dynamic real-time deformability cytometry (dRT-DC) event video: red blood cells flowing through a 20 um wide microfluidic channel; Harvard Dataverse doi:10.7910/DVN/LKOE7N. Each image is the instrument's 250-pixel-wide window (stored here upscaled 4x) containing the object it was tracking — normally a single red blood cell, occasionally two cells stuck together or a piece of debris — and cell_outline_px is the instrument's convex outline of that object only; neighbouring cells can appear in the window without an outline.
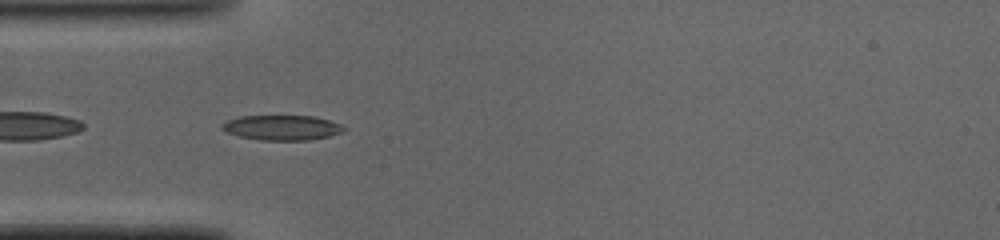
{"species": "common noctule bat (a hibernating species)", "species_latin": "Nyctalus noctula", "temperature_condition": "cold", "stored_images_in_passage": 36, "camera_frame_rate_fps": 3000, "um_per_image_px": 0.085, "animal": {"sex": "male", "body_mass_g": 19.0, "forearm_length_mm": 50.8}, "frame": {"image": 1, "passage_image": 2, "time_ms": 0.333, "image_size_px": [1000, 240], "cell_outline_px": [[348, 128], [340, 132], [328, 136], [308, 140], [260, 140], [240, 136], [228, 132], [220, 128], [220, 124], [228, 120], [240, 116], [312, 116], [328, 120], [340, 124]], "centroid_in_image_um": [23.95, 10.84], "position_along_channel_um": 61.1, "area_um2": 17.57}}
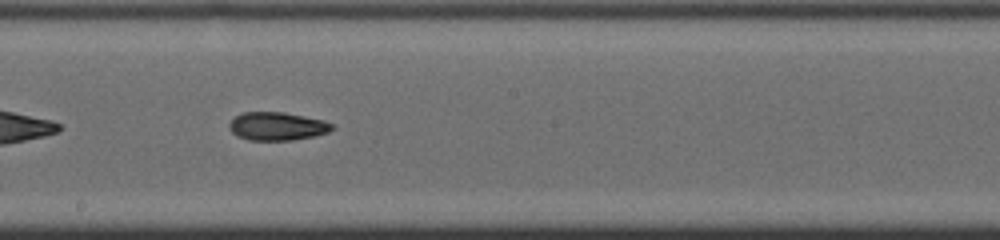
{"frame": {"image": 2, "passage_image": 14, "time_ms": 4.333, "image_size_px": [1000, 240], "cell_outline_px": [[336, 128], [328, 132], [312, 136], [292, 140], [248, 140], [236, 136], [232, 132], [228, 124], [236, 116], [244, 112], [284, 112], [324, 120], [332, 124]], "centroid_in_image_um": [23.56, 10.73], "position_along_channel_um": 224.6, "area_um2": 16.88}}
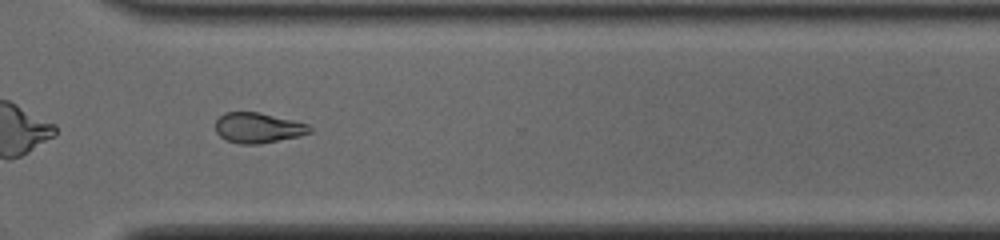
{"frame": {"image": 3, "passage_image": 23, "time_ms": 7.333, "image_size_px": [1000, 240], "cell_outline_px": [[312, 132], [300, 136], [260, 144], [240, 144], [228, 140], [220, 136], [216, 132], [216, 120], [224, 112], [260, 112], [308, 124], [312, 128]], "centroid_in_image_um": [21.95, 10.86], "position_along_channel_um": 348.7, "area_um2": 16.65}, "authors_computed_cell_mechanics": {"area_um2": 17.5134, "velocity_mm_per_s": 4.1092, "shape_relaxation_time_tau1_ms": 8.444, "shape_relaxation_time_tau2_ms": 5.8876, "deformation_change_tau1": 0.1613, "deformation_change_tau2": 0.1354}}